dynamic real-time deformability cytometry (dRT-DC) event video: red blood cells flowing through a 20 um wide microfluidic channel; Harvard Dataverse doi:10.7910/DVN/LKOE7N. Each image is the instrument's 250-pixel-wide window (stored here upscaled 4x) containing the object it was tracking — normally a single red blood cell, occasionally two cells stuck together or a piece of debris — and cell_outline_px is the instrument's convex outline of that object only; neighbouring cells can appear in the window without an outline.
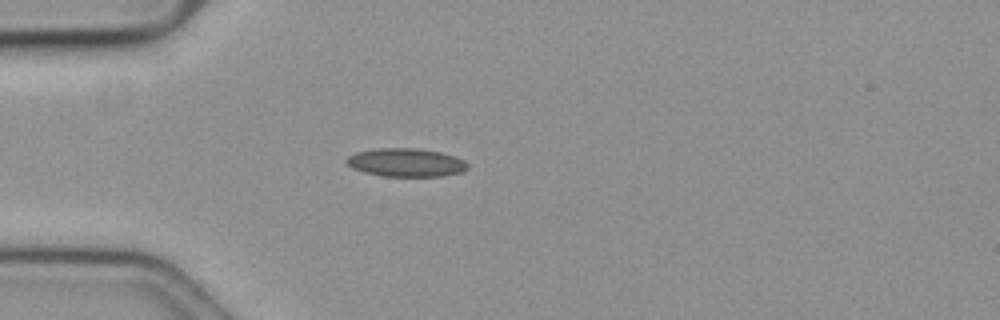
{"species": "common noctule bat (a hibernating species)", "species_latin": "Nyctalus noctula", "temperature_condition": "cold", "stored_images_in_passage": 50, "camera_frame_rate_fps": 3000, "um_per_image_px": 0.085, "animal": {"sex": "female", "body_mass_g": 19.3, "forearm_length_mm": 54.1}, "frame": {"image": 1, "passage_image": 9, "time_ms": 2.667, "image_size_px": [1000, 320], "cell_outline_px": [[468, 168], [460, 172], [444, 176], [384, 176], [364, 172], [352, 168], [348, 164], [348, 156], [356, 152], [376, 148], [420, 148], [440, 152], [456, 156], [464, 160], [468, 164]], "centroid_in_image_um": [34.54, 13.8], "position_along_channel_um": 50.5, "area_um2": 20.0}}
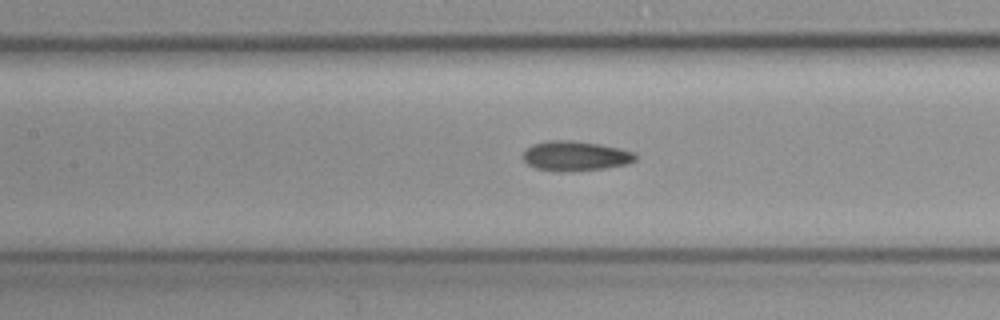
{"frame": {"image": 2, "passage_image": 19, "time_ms": 6.0, "image_size_px": [1000, 320], "cell_outline_px": [[636, 160], [628, 164], [604, 168], [572, 172], [552, 172], [536, 168], [528, 164], [524, 160], [524, 152], [532, 144], [548, 140], [572, 140], [600, 144], [620, 148], [632, 152], [636, 156]], "centroid_in_image_um": [48.9, 13.27], "position_along_channel_um": 158.5, "area_um2": 19.71}}
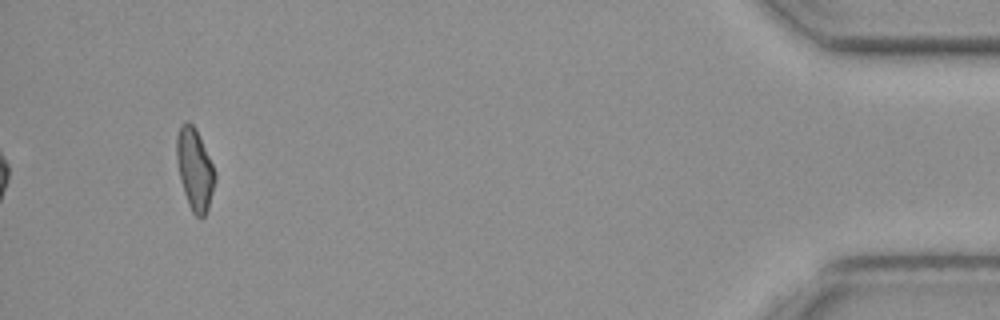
{"frame": {"image": 3, "passage_image": 47, "time_ms": 15.333, "image_size_px": [1000, 320], "cell_outline_px": [[216, 180], [208, 208], [204, 216], [200, 220], [192, 212], [188, 204], [180, 180], [176, 160], [176, 136], [180, 124], [184, 120], [188, 120], [196, 128], [216, 172]], "centroid_in_image_um": [16.54, 14.36], "position_along_channel_um": 418.7, "area_um2": 18.55}, "authors_computed_cell_mechanics": {"area_um2": 18.8717, "velocity_mm_per_s": 3.6141, "shape_relaxation_time_tau1_ms": null, "shape_relaxation_time_tau2_ms": 4.2677, "deformation_change_tau1": null, "deformation_change_tau2": 0.1055}}